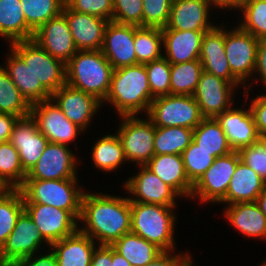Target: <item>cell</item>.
<instances>
[{"label":"cell","instance_id":"cell-1","mask_svg":"<svg viewBox=\"0 0 266 266\" xmlns=\"http://www.w3.org/2000/svg\"><path fill=\"white\" fill-rule=\"evenodd\" d=\"M79 222L86 223L82 229L79 226V230L99 245H112L124 234L131 232L130 200L126 197L85 192Z\"/></svg>","mask_w":266,"mask_h":266},{"label":"cell","instance_id":"cell-2","mask_svg":"<svg viewBox=\"0 0 266 266\" xmlns=\"http://www.w3.org/2000/svg\"><path fill=\"white\" fill-rule=\"evenodd\" d=\"M154 97L149 88L145 64H136L115 69L110 89L102 103L111 104L118 116H135L148 112Z\"/></svg>","mask_w":266,"mask_h":266},{"label":"cell","instance_id":"cell-3","mask_svg":"<svg viewBox=\"0 0 266 266\" xmlns=\"http://www.w3.org/2000/svg\"><path fill=\"white\" fill-rule=\"evenodd\" d=\"M114 68L101 50H84L66 63V84L103 102L110 89Z\"/></svg>","mask_w":266,"mask_h":266},{"label":"cell","instance_id":"cell-4","mask_svg":"<svg viewBox=\"0 0 266 266\" xmlns=\"http://www.w3.org/2000/svg\"><path fill=\"white\" fill-rule=\"evenodd\" d=\"M175 206L130 202L131 232L139 235L162 251H175Z\"/></svg>","mask_w":266,"mask_h":266},{"label":"cell","instance_id":"cell-5","mask_svg":"<svg viewBox=\"0 0 266 266\" xmlns=\"http://www.w3.org/2000/svg\"><path fill=\"white\" fill-rule=\"evenodd\" d=\"M78 179L24 180L19 188L24 203H38L68 211L77 221L81 217L84 191L77 187Z\"/></svg>","mask_w":266,"mask_h":266},{"label":"cell","instance_id":"cell-6","mask_svg":"<svg viewBox=\"0 0 266 266\" xmlns=\"http://www.w3.org/2000/svg\"><path fill=\"white\" fill-rule=\"evenodd\" d=\"M155 127H185L194 129L204 119L192 95L155 97L146 113Z\"/></svg>","mask_w":266,"mask_h":266},{"label":"cell","instance_id":"cell-7","mask_svg":"<svg viewBox=\"0 0 266 266\" xmlns=\"http://www.w3.org/2000/svg\"><path fill=\"white\" fill-rule=\"evenodd\" d=\"M9 45L51 95L66 84V64L52 57L36 41L23 40Z\"/></svg>","mask_w":266,"mask_h":266},{"label":"cell","instance_id":"cell-8","mask_svg":"<svg viewBox=\"0 0 266 266\" xmlns=\"http://www.w3.org/2000/svg\"><path fill=\"white\" fill-rule=\"evenodd\" d=\"M119 136L125 157L138 166L145 165L154 156L155 126L147 118L120 116Z\"/></svg>","mask_w":266,"mask_h":266},{"label":"cell","instance_id":"cell-9","mask_svg":"<svg viewBox=\"0 0 266 266\" xmlns=\"http://www.w3.org/2000/svg\"><path fill=\"white\" fill-rule=\"evenodd\" d=\"M29 115L50 143L68 146L84 132L64 115L52 98L31 105Z\"/></svg>","mask_w":266,"mask_h":266},{"label":"cell","instance_id":"cell-10","mask_svg":"<svg viewBox=\"0 0 266 266\" xmlns=\"http://www.w3.org/2000/svg\"><path fill=\"white\" fill-rule=\"evenodd\" d=\"M238 151L216 157L211 167L193 185L192 198L203 203H220L226 196L230 180L240 162Z\"/></svg>","mask_w":266,"mask_h":266},{"label":"cell","instance_id":"cell-11","mask_svg":"<svg viewBox=\"0 0 266 266\" xmlns=\"http://www.w3.org/2000/svg\"><path fill=\"white\" fill-rule=\"evenodd\" d=\"M232 29L226 31L225 28V55L231 73L246 88V81L248 83L250 76L254 75L259 40L240 26Z\"/></svg>","mask_w":266,"mask_h":266},{"label":"cell","instance_id":"cell-12","mask_svg":"<svg viewBox=\"0 0 266 266\" xmlns=\"http://www.w3.org/2000/svg\"><path fill=\"white\" fill-rule=\"evenodd\" d=\"M24 210L50 245L79 229L78 221L66 210L38 203H24Z\"/></svg>","mask_w":266,"mask_h":266},{"label":"cell","instance_id":"cell-13","mask_svg":"<svg viewBox=\"0 0 266 266\" xmlns=\"http://www.w3.org/2000/svg\"><path fill=\"white\" fill-rule=\"evenodd\" d=\"M75 157L67 145L49 142L25 180L78 179Z\"/></svg>","mask_w":266,"mask_h":266},{"label":"cell","instance_id":"cell-14","mask_svg":"<svg viewBox=\"0 0 266 266\" xmlns=\"http://www.w3.org/2000/svg\"><path fill=\"white\" fill-rule=\"evenodd\" d=\"M235 88L232 83L203 71L192 96L204 118H216L232 107Z\"/></svg>","mask_w":266,"mask_h":266},{"label":"cell","instance_id":"cell-15","mask_svg":"<svg viewBox=\"0 0 266 266\" xmlns=\"http://www.w3.org/2000/svg\"><path fill=\"white\" fill-rule=\"evenodd\" d=\"M139 167V173L130 177L124 185L128 193L136 197H129L130 202L176 206V199L181 196L145 165Z\"/></svg>","mask_w":266,"mask_h":266},{"label":"cell","instance_id":"cell-16","mask_svg":"<svg viewBox=\"0 0 266 266\" xmlns=\"http://www.w3.org/2000/svg\"><path fill=\"white\" fill-rule=\"evenodd\" d=\"M42 242L50 244L43 238L37 226L24 210L6 242L1 248L4 260L10 264L22 258L36 254L41 249Z\"/></svg>","mask_w":266,"mask_h":266},{"label":"cell","instance_id":"cell-17","mask_svg":"<svg viewBox=\"0 0 266 266\" xmlns=\"http://www.w3.org/2000/svg\"><path fill=\"white\" fill-rule=\"evenodd\" d=\"M51 98L64 115L84 132L87 131L91 119L103 104L95 96L75 89L68 84L60 87L51 95Z\"/></svg>","mask_w":266,"mask_h":266},{"label":"cell","instance_id":"cell-18","mask_svg":"<svg viewBox=\"0 0 266 266\" xmlns=\"http://www.w3.org/2000/svg\"><path fill=\"white\" fill-rule=\"evenodd\" d=\"M135 26L109 21L104 31L102 53L115 69L138 64L134 50Z\"/></svg>","mask_w":266,"mask_h":266},{"label":"cell","instance_id":"cell-19","mask_svg":"<svg viewBox=\"0 0 266 266\" xmlns=\"http://www.w3.org/2000/svg\"><path fill=\"white\" fill-rule=\"evenodd\" d=\"M33 40L52 57L63 61L65 64L78 51L63 13L50 19L35 31Z\"/></svg>","mask_w":266,"mask_h":266},{"label":"cell","instance_id":"cell-20","mask_svg":"<svg viewBox=\"0 0 266 266\" xmlns=\"http://www.w3.org/2000/svg\"><path fill=\"white\" fill-rule=\"evenodd\" d=\"M9 141L17 149L26 173L35 166L49 144V140L37 129L30 115L17 120Z\"/></svg>","mask_w":266,"mask_h":266},{"label":"cell","instance_id":"cell-21","mask_svg":"<svg viewBox=\"0 0 266 266\" xmlns=\"http://www.w3.org/2000/svg\"><path fill=\"white\" fill-rule=\"evenodd\" d=\"M225 24L213 27L206 31L202 38L201 52L199 60L203 65V70L213 74L236 87L241 86V82L231 73L230 66L225 55Z\"/></svg>","mask_w":266,"mask_h":266},{"label":"cell","instance_id":"cell-22","mask_svg":"<svg viewBox=\"0 0 266 266\" xmlns=\"http://www.w3.org/2000/svg\"><path fill=\"white\" fill-rule=\"evenodd\" d=\"M62 13L78 51L101 50L108 20L71 10L66 4Z\"/></svg>","mask_w":266,"mask_h":266},{"label":"cell","instance_id":"cell-23","mask_svg":"<svg viewBox=\"0 0 266 266\" xmlns=\"http://www.w3.org/2000/svg\"><path fill=\"white\" fill-rule=\"evenodd\" d=\"M214 0H172L169 29L209 31L216 25L209 22L210 6Z\"/></svg>","mask_w":266,"mask_h":266},{"label":"cell","instance_id":"cell-24","mask_svg":"<svg viewBox=\"0 0 266 266\" xmlns=\"http://www.w3.org/2000/svg\"><path fill=\"white\" fill-rule=\"evenodd\" d=\"M233 151L250 146L259 138L250 108H229L216 117Z\"/></svg>","mask_w":266,"mask_h":266},{"label":"cell","instance_id":"cell-25","mask_svg":"<svg viewBox=\"0 0 266 266\" xmlns=\"http://www.w3.org/2000/svg\"><path fill=\"white\" fill-rule=\"evenodd\" d=\"M163 37V57L170 64H178L199 59L201 43L206 31H179L169 29L167 26L161 28Z\"/></svg>","mask_w":266,"mask_h":266},{"label":"cell","instance_id":"cell-26","mask_svg":"<svg viewBox=\"0 0 266 266\" xmlns=\"http://www.w3.org/2000/svg\"><path fill=\"white\" fill-rule=\"evenodd\" d=\"M96 241L79 229L50 245L57 260V266H90Z\"/></svg>","mask_w":266,"mask_h":266},{"label":"cell","instance_id":"cell-27","mask_svg":"<svg viewBox=\"0 0 266 266\" xmlns=\"http://www.w3.org/2000/svg\"><path fill=\"white\" fill-rule=\"evenodd\" d=\"M145 166L180 196L191 197L193 184L186 176L182 155H154Z\"/></svg>","mask_w":266,"mask_h":266},{"label":"cell","instance_id":"cell-28","mask_svg":"<svg viewBox=\"0 0 266 266\" xmlns=\"http://www.w3.org/2000/svg\"><path fill=\"white\" fill-rule=\"evenodd\" d=\"M3 68L30 105L51 98V94L36 80L30 68L11 49Z\"/></svg>","mask_w":266,"mask_h":266},{"label":"cell","instance_id":"cell-29","mask_svg":"<svg viewBox=\"0 0 266 266\" xmlns=\"http://www.w3.org/2000/svg\"><path fill=\"white\" fill-rule=\"evenodd\" d=\"M225 217L246 237L266 239V216L255 202L227 205Z\"/></svg>","mask_w":266,"mask_h":266},{"label":"cell","instance_id":"cell-30","mask_svg":"<svg viewBox=\"0 0 266 266\" xmlns=\"http://www.w3.org/2000/svg\"><path fill=\"white\" fill-rule=\"evenodd\" d=\"M266 185L260 176L242 161L237 164L226 196L220 203L255 202Z\"/></svg>","mask_w":266,"mask_h":266},{"label":"cell","instance_id":"cell-31","mask_svg":"<svg viewBox=\"0 0 266 266\" xmlns=\"http://www.w3.org/2000/svg\"><path fill=\"white\" fill-rule=\"evenodd\" d=\"M20 0H0V37L9 43L33 39Z\"/></svg>","mask_w":266,"mask_h":266},{"label":"cell","instance_id":"cell-32","mask_svg":"<svg viewBox=\"0 0 266 266\" xmlns=\"http://www.w3.org/2000/svg\"><path fill=\"white\" fill-rule=\"evenodd\" d=\"M193 142L198 148L210 152V155L215 158L233 152L221 124L216 118H204L193 129Z\"/></svg>","mask_w":266,"mask_h":266},{"label":"cell","instance_id":"cell-33","mask_svg":"<svg viewBox=\"0 0 266 266\" xmlns=\"http://www.w3.org/2000/svg\"><path fill=\"white\" fill-rule=\"evenodd\" d=\"M131 266H146L163 251L139 235L129 232L111 245Z\"/></svg>","mask_w":266,"mask_h":266},{"label":"cell","instance_id":"cell-34","mask_svg":"<svg viewBox=\"0 0 266 266\" xmlns=\"http://www.w3.org/2000/svg\"><path fill=\"white\" fill-rule=\"evenodd\" d=\"M91 159L93 164L101 169L100 171H115L123 162L127 161L122 142L115 135H106L96 141L92 148Z\"/></svg>","mask_w":266,"mask_h":266},{"label":"cell","instance_id":"cell-35","mask_svg":"<svg viewBox=\"0 0 266 266\" xmlns=\"http://www.w3.org/2000/svg\"><path fill=\"white\" fill-rule=\"evenodd\" d=\"M203 71L199 59L170 64V94L193 95Z\"/></svg>","mask_w":266,"mask_h":266},{"label":"cell","instance_id":"cell-36","mask_svg":"<svg viewBox=\"0 0 266 266\" xmlns=\"http://www.w3.org/2000/svg\"><path fill=\"white\" fill-rule=\"evenodd\" d=\"M193 141V129L185 127H155L154 155L177 154Z\"/></svg>","mask_w":266,"mask_h":266},{"label":"cell","instance_id":"cell-37","mask_svg":"<svg viewBox=\"0 0 266 266\" xmlns=\"http://www.w3.org/2000/svg\"><path fill=\"white\" fill-rule=\"evenodd\" d=\"M26 176L17 149L10 141L0 143V185L4 189H19Z\"/></svg>","mask_w":266,"mask_h":266},{"label":"cell","instance_id":"cell-38","mask_svg":"<svg viewBox=\"0 0 266 266\" xmlns=\"http://www.w3.org/2000/svg\"><path fill=\"white\" fill-rule=\"evenodd\" d=\"M162 46L161 28L135 26L134 50L138 64H147L162 58Z\"/></svg>","mask_w":266,"mask_h":266},{"label":"cell","instance_id":"cell-39","mask_svg":"<svg viewBox=\"0 0 266 266\" xmlns=\"http://www.w3.org/2000/svg\"><path fill=\"white\" fill-rule=\"evenodd\" d=\"M23 211V195L19 189H4L0 192V249Z\"/></svg>","mask_w":266,"mask_h":266},{"label":"cell","instance_id":"cell-40","mask_svg":"<svg viewBox=\"0 0 266 266\" xmlns=\"http://www.w3.org/2000/svg\"><path fill=\"white\" fill-rule=\"evenodd\" d=\"M27 26L37 31L44 23L62 13L65 0H20Z\"/></svg>","mask_w":266,"mask_h":266},{"label":"cell","instance_id":"cell-41","mask_svg":"<svg viewBox=\"0 0 266 266\" xmlns=\"http://www.w3.org/2000/svg\"><path fill=\"white\" fill-rule=\"evenodd\" d=\"M31 105L22 96L6 70L0 65V113L17 117L29 116Z\"/></svg>","mask_w":266,"mask_h":266},{"label":"cell","instance_id":"cell-42","mask_svg":"<svg viewBox=\"0 0 266 266\" xmlns=\"http://www.w3.org/2000/svg\"><path fill=\"white\" fill-rule=\"evenodd\" d=\"M184 170L189 181L194 185L211 167L215 157L210 152L198 148L192 141L182 153Z\"/></svg>","mask_w":266,"mask_h":266},{"label":"cell","instance_id":"cell-43","mask_svg":"<svg viewBox=\"0 0 266 266\" xmlns=\"http://www.w3.org/2000/svg\"><path fill=\"white\" fill-rule=\"evenodd\" d=\"M239 11L243 13L239 26L258 40L266 39V0H250Z\"/></svg>","mask_w":266,"mask_h":266},{"label":"cell","instance_id":"cell-44","mask_svg":"<svg viewBox=\"0 0 266 266\" xmlns=\"http://www.w3.org/2000/svg\"><path fill=\"white\" fill-rule=\"evenodd\" d=\"M151 95L158 96L170 94V63L165 57L145 64Z\"/></svg>","mask_w":266,"mask_h":266},{"label":"cell","instance_id":"cell-45","mask_svg":"<svg viewBox=\"0 0 266 266\" xmlns=\"http://www.w3.org/2000/svg\"><path fill=\"white\" fill-rule=\"evenodd\" d=\"M112 21L143 27V1L142 0H112Z\"/></svg>","mask_w":266,"mask_h":266},{"label":"cell","instance_id":"cell-46","mask_svg":"<svg viewBox=\"0 0 266 266\" xmlns=\"http://www.w3.org/2000/svg\"><path fill=\"white\" fill-rule=\"evenodd\" d=\"M240 160L266 182V138H258L238 151Z\"/></svg>","mask_w":266,"mask_h":266},{"label":"cell","instance_id":"cell-47","mask_svg":"<svg viewBox=\"0 0 266 266\" xmlns=\"http://www.w3.org/2000/svg\"><path fill=\"white\" fill-rule=\"evenodd\" d=\"M143 27H166L170 18L172 0H142Z\"/></svg>","mask_w":266,"mask_h":266},{"label":"cell","instance_id":"cell-48","mask_svg":"<svg viewBox=\"0 0 266 266\" xmlns=\"http://www.w3.org/2000/svg\"><path fill=\"white\" fill-rule=\"evenodd\" d=\"M65 4L73 11L112 21V0H65Z\"/></svg>","mask_w":266,"mask_h":266},{"label":"cell","instance_id":"cell-49","mask_svg":"<svg viewBox=\"0 0 266 266\" xmlns=\"http://www.w3.org/2000/svg\"><path fill=\"white\" fill-rule=\"evenodd\" d=\"M259 138H266V94L257 96L249 106Z\"/></svg>","mask_w":266,"mask_h":266},{"label":"cell","instance_id":"cell-50","mask_svg":"<svg viewBox=\"0 0 266 266\" xmlns=\"http://www.w3.org/2000/svg\"><path fill=\"white\" fill-rule=\"evenodd\" d=\"M38 254H33L29 257L19 259L13 263L8 264V266H57V260L55 253L52 251L47 252L45 255L35 256ZM34 256V257H33Z\"/></svg>","mask_w":266,"mask_h":266},{"label":"cell","instance_id":"cell-51","mask_svg":"<svg viewBox=\"0 0 266 266\" xmlns=\"http://www.w3.org/2000/svg\"><path fill=\"white\" fill-rule=\"evenodd\" d=\"M98 247V248H97ZM90 266H113L112 264V246L96 245L91 258Z\"/></svg>","mask_w":266,"mask_h":266},{"label":"cell","instance_id":"cell-52","mask_svg":"<svg viewBox=\"0 0 266 266\" xmlns=\"http://www.w3.org/2000/svg\"><path fill=\"white\" fill-rule=\"evenodd\" d=\"M173 252L174 251H163L146 266H178L189 255L188 252L176 255H174ZM171 254H173V256Z\"/></svg>","mask_w":266,"mask_h":266},{"label":"cell","instance_id":"cell-53","mask_svg":"<svg viewBox=\"0 0 266 266\" xmlns=\"http://www.w3.org/2000/svg\"><path fill=\"white\" fill-rule=\"evenodd\" d=\"M256 72L259 74V78L263 82V85L266 86V39H260L257 46V55H256ZM261 76V77H260Z\"/></svg>","mask_w":266,"mask_h":266},{"label":"cell","instance_id":"cell-54","mask_svg":"<svg viewBox=\"0 0 266 266\" xmlns=\"http://www.w3.org/2000/svg\"><path fill=\"white\" fill-rule=\"evenodd\" d=\"M20 117L8 113H0V143L9 141L13 127Z\"/></svg>","mask_w":266,"mask_h":266},{"label":"cell","instance_id":"cell-55","mask_svg":"<svg viewBox=\"0 0 266 266\" xmlns=\"http://www.w3.org/2000/svg\"><path fill=\"white\" fill-rule=\"evenodd\" d=\"M250 0H214V7L226 9H241L243 8ZM217 6V7H216Z\"/></svg>","mask_w":266,"mask_h":266},{"label":"cell","instance_id":"cell-56","mask_svg":"<svg viewBox=\"0 0 266 266\" xmlns=\"http://www.w3.org/2000/svg\"><path fill=\"white\" fill-rule=\"evenodd\" d=\"M112 264L113 266H131L129 261L124 258L112 247Z\"/></svg>","mask_w":266,"mask_h":266},{"label":"cell","instance_id":"cell-57","mask_svg":"<svg viewBox=\"0 0 266 266\" xmlns=\"http://www.w3.org/2000/svg\"><path fill=\"white\" fill-rule=\"evenodd\" d=\"M255 203L258 205L260 210L266 216V185L262 192L259 194L258 198L256 199Z\"/></svg>","mask_w":266,"mask_h":266},{"label":"cell","instance_id":"cell-58","mask_svg":"<svg viewBox=\"0 0 266 266\" xmlns=\"http://www.w3.org/2000/svg\"><path fill=\"white\" fill-rule=\"evenodd\" d=\"M191 255H188L178 266H192Z\"/></svg>","mask_w":266,"mask_h":266},{"label":"cell","instance_id":"cell-59","mask_svg":"<svg viewBox=\"0 0 266 266\" xmlns=\"http://www.w3.org/2000/svg\"><path fill=\"white\" fill-rule=\"evenodd\" d=\"M0 266H8V263L4 260L0 249Z\"/></svg>","mask_w":266,"mask_h":266},{"label":"cell","instance_id":"cell-60","mask_svg":"<svg viewBox=\"0 0 266 266\" xmlns=\"http://www.w3.org/2000/svg\"><path fill=\"white\" fill-rule=\"evenodd\" d=\"M260 266H266V260H265V262H263V264H261Z\"/></svg>","mask_w":266,"mask_h":266},{"label":"cell","instance_id":"cell-61","mask_svg":"<svg viewBox=\"0 0 266 266\" xmlns=\"http://www.w3.org/2000/svg\"><path fill=\"white\" fill-rule=\"evenodd\" d=\"M4 190V188L2 186H0V192H2Z\"/></svg>","mask_w":266,"mask_h":266}]
</instances>
